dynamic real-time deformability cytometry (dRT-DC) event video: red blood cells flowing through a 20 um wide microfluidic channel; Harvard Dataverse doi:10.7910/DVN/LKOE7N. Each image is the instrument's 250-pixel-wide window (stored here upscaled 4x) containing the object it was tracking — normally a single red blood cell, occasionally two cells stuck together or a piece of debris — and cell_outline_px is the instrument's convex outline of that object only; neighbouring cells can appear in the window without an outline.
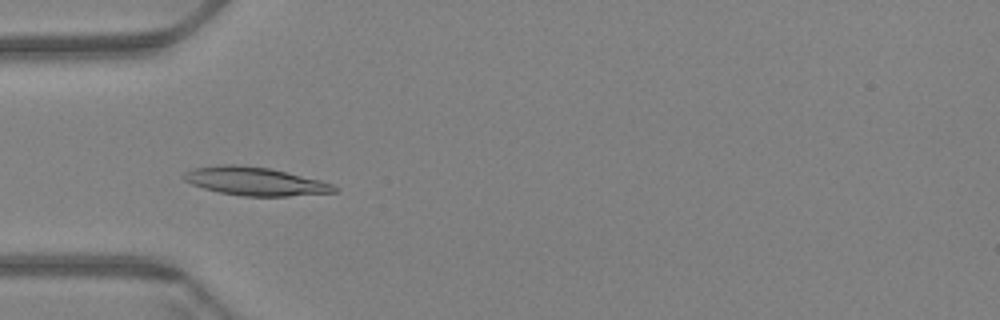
{"species": "Egyptian fruit bat (a non-hibernating species)", "species_latin": "Rousettus aegyptiacus", "temperature_condition": "warm", "stored_images_in_passage": 60, "camera_frame_rate_fps": 3000, "um_per_image_px": 0.085, "animal": {"sex": "female"}, "frame": {"image": 1, "passage_image": 19, "time_ms": 6.0, "image_size_px": [1000, 320], "cell_outline_px": [[340, 188], [336, 192], [288, 196], [244, 196], [220, 192], [204, 188], [192, 184], [184, 180], [180, 176], [184, 172], [192, 168], [220, 164], [236, 164], [268, 168], [320, 180], [332, 184]], "centroid_in_image_um": [21.65, 15.4], "position_along_channel_um": 63.4, "area_um2": 24.8}}
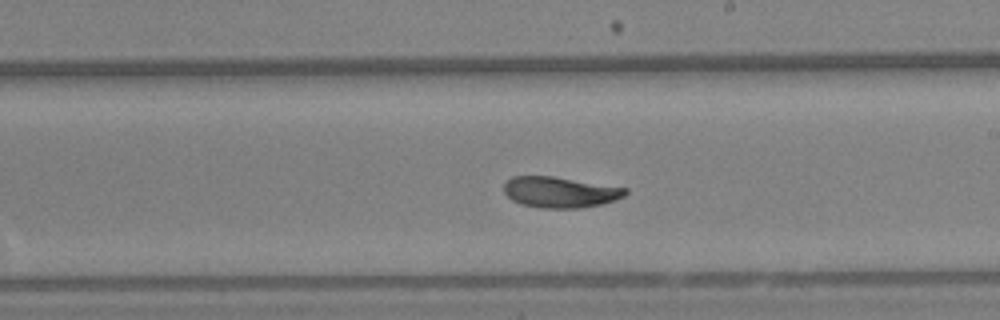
{"frame": {"image": 2, "passage_image": 35, "time_ms": 11.333, "image_size_px": [1000, 320], "cell_outline_px": [[628, 192], [624, 196], [616, 200], [600, 204], [580, 208], [540, 208], [520, 204], [512, 200], [504, 192], [504, 184], [512, 176], [552, 176], [628, 188]], "centroid_in_image_um": [47.6, 16.34], "position_along_channel_um": 241.4, "area_um2": 21.85}}
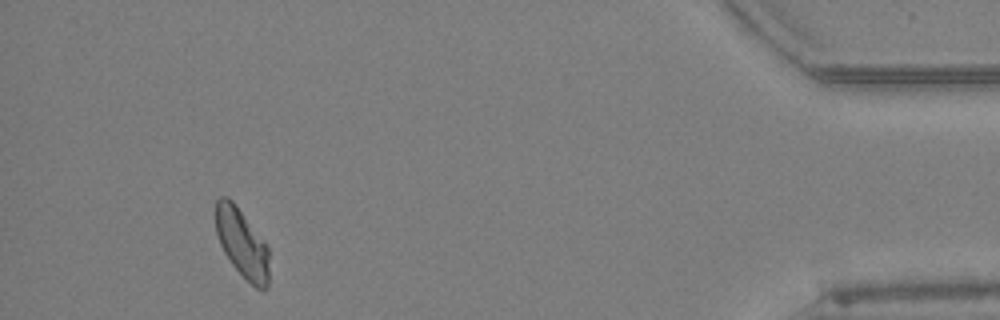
{"frame": {"image": 3, "passage_image": 56, "time_ms": 18.333, "image_size_px": [1000, 320], "cell_outline_px": [[268, 288], [256, 288], [232, 264], [224, 252], [220, 244], [216, 232], [216, 200], [220, 196], [228, 196], [232, 200], [268, 248]], "centroid_in_image_um": [20.54, 20.65], "position_along_channel_um": 414.7, "area_um2": 20.75}, "authors_computed_cell_mechanics": {"area_um2": 22.4842, "velocity_mm_per_s": 3.3855, "shape_relaxation_time_tau1_ms": 5.3982, "shape_relaxation_time_tau2_ms": 5.1019, "deformation_change_tau1": 0.1434, "deformation_change_tau2": 0.0602}}